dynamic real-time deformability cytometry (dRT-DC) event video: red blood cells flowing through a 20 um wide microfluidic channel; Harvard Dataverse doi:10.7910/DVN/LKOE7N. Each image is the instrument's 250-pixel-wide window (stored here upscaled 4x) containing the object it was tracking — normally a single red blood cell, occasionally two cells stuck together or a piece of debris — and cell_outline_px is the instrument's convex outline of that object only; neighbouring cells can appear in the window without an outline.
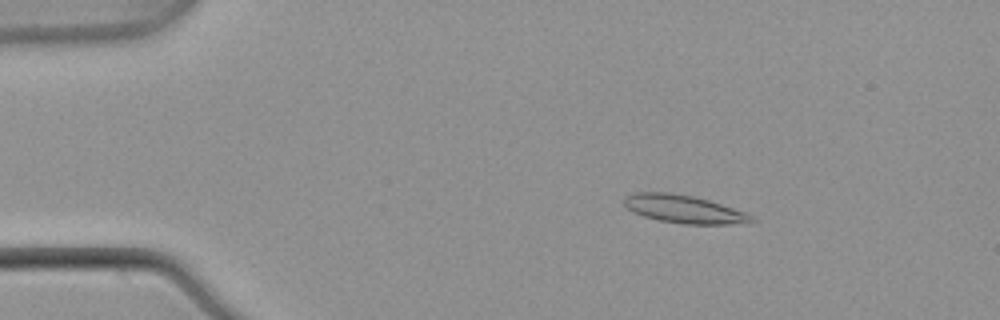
{"species": "common noctule bat (a hibernating species)", "species_latin": "Nyctalus noctula", "temperature_condition": "warm", "stored_images_in_passage": 53, "camera_frame_rate_fps": 3000, "um_per_image_px": 0.085, "animal": {"sex": "male", "body_mass_g": 21.5, "forearm_length_mm": 52.0}, "frame": {"image": 1, "passage_image": 9, "time_ms": 2.667, "image_size_px": [1000, 320], "cell_outline_px": [[760, 220], [728, 224], [684, 224], [660, 220], [644, 216], [632, 212], [624, 204], [624, 196], [636, 192], [668, 192], [692, 196], [708, 200], [748, 212]], "centroid_in_image_um": [58.16, 17.77], "position_along_channel_um": 26.8, "area_um2": 20.81}}
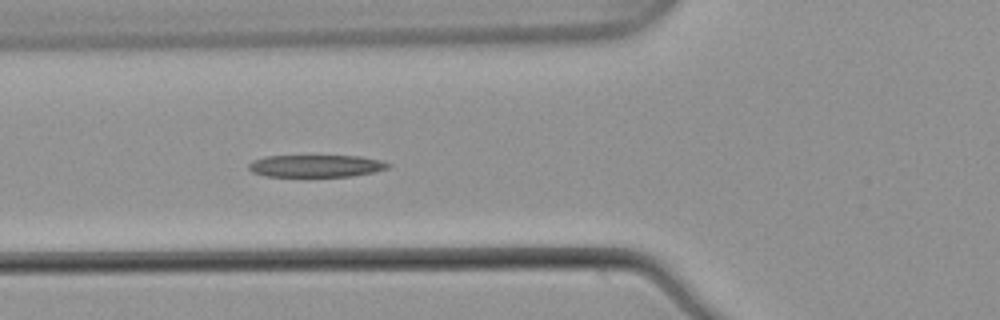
{"frame": {"image": 2, "passage_image": 20, "time_ms": 6.333, "image_size_px": [1000, 320], "cell_outline_px": [[392, 164], [388, 168], [372, 172], [352, 176], [268, 176], [252, 172], [248, 168], [248, 164], [252, 160], [264, 156], [360, 156], [384, 160]], "centroid_in_image_um": [26.88, 14.09], "position_along_channel_um": 98.9, "area_um2": 18.09}}
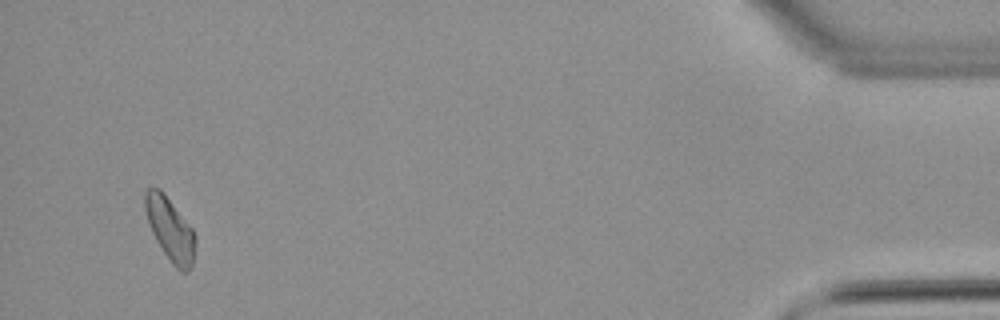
{"frame": {"image": 3, "passage_image": 51, "time_ms": 16.667, "image_size_px": [1000, 320], "cell_outline_px": [[196, 240], [192, 268], [188, 272], [180, 272], [172, 264], [156, 240], [148, 224], [144, 208], [144, 192], [148, 188], [160, 188], [192, 228], [196, 236]], "centroid_in_image_um": [14.46, 19.5], "position_along_channel_um": 420.7, "area_um2": 18.55}}